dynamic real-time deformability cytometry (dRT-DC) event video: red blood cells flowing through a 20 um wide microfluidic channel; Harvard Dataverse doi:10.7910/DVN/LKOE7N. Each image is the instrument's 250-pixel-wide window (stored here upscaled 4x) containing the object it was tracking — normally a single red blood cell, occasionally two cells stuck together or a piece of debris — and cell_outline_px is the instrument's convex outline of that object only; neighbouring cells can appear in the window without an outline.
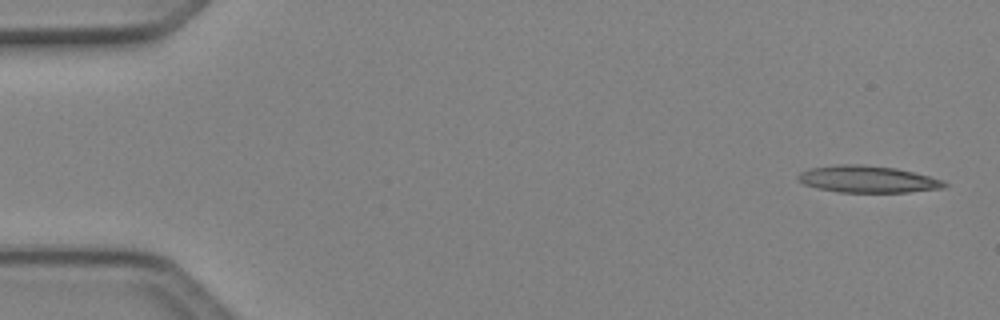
{"species": "Egyptian fruit bat (a non-hibernating species)", "species_latin": "Rousettus aegyptiacus", "temperature_condition": "cold", "stored_images_in_passage": 6, "camera_frame_rate_fps": 3000, "um_per_image_px": 0.085, "animal": {"sex": "female"}, "frame": {"image": 1, "passage_image": 1, "time_ms": 0.0, "image_size_px": [1000, 320], "cell_outline_px": [[948, 184], [944, 188], [908, 192], [840, 192], [820, 188], [804, 184], [796, 180], [796, 176], [800, 172], [812, 168], [840, 164], [864, 164], [896, 168], [944, 180]], "centroid_in_image_um": [73.75, 15.23], "position_along_channel_um": 11.2, "area_um2": 22.83}}
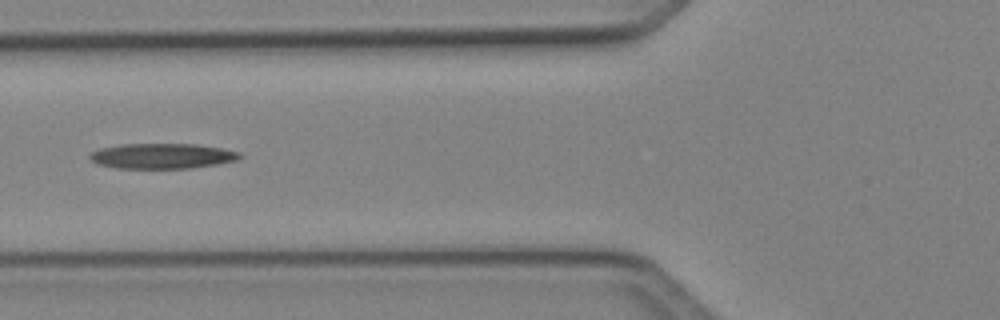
{"frame": {"image": 2, "passage_image": 5, "time_ms": 1.333, "image_size_px": [1000, 320], "cell_outline_px": [[244, 156], [236, 160], [216, 164], [188, 168], [116, 168], [96, 164], [88, 156], [92, 152], [100, 148], [120, 144], [196, 144], [220, 148], [240, 152]], "centroid_in_image_um": [13.76, 13.26], "position_along_channel_um": 112.0, "area_um2": 22.02}}
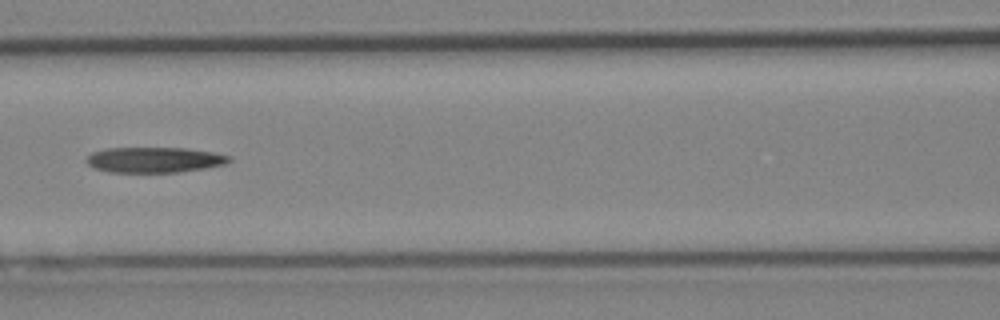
{"frame": {"image": 3, "passage_image": 6, "time_ms": 1.667, "image_size_px": [1000, 320], "cell_outline_px": [[232, 160], [224, 164], [204, 168], [180, 172], [108, 172], [92, 168], [84, 160], [92, 152], [108, 148], [184, 148], [212, 152], [228, 156]], "centroid_in_image_um": [13.06, 13.59], "position_along_channel_um": 153.5, "area_um2": 21.1}}